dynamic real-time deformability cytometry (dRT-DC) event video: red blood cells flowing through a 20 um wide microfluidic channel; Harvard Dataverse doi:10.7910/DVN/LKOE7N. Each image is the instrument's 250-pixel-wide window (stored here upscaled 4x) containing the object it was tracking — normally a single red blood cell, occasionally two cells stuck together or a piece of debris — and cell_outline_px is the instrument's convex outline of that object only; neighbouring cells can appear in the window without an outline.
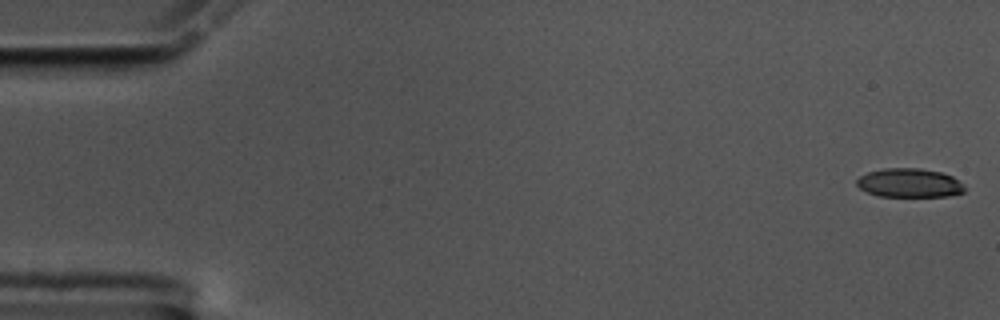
{"species": "common noctule bat (a hibernating species)", "species_latin": "Nyctalus noctula", "temperature_condition": "cold", "stored_images_in_passage": 57, "camera_frame_rate_fps": 3000, "um_per_image_px": 0.085, "animal": {"sex": "male", "body_mass_g": 17.5, "forearm_length_mm": 52.3}, "frame": {"image": 1, "passage_image": 1, "time_ms": 0.0, "image_size_px": [1000, 320], "cell_outline_px": [[964, 192], [948, 196], [880, 196], [868, 192], [860, 188], [856, 184], [856, 180], [860, 176], [868, 172], [884, 168], [920, 168], [940, 172], [952, 176], [964, 184]], "centroid_in_image_um": [77.3, 15.54], "position_along_channel_um": 7.7, "area_um2": 18.09}}
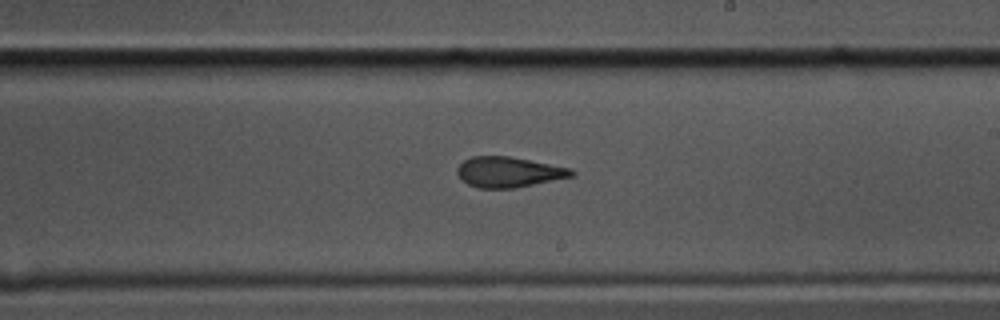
{"frame": {"image": 2, "passage_image": 33, "time_ms": 10.667, "image_size_px": [1000, 320], "cell_outline_px": [[576, 172], [572, 176], [516, 188], [480, 188], [468, 184], [456, 172], [456, 168], [464, 160], [472, 156], [508, 156], [572, 168]], "centroid_in_image_um": [43.24, 14.62], "position_along_channel_um": 245.8, "area_um2": 20.11}}
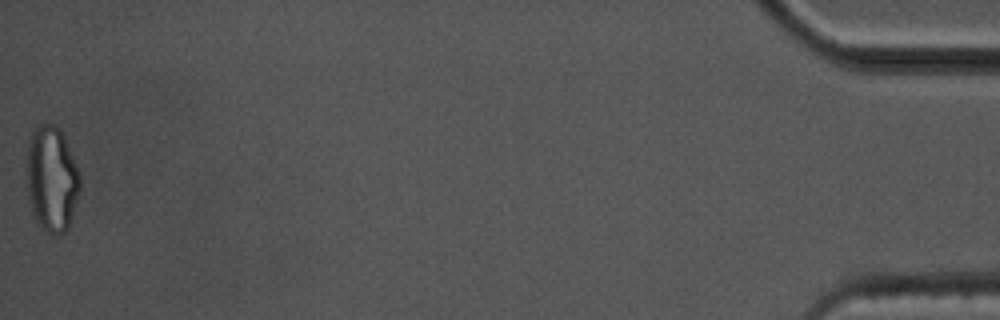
{"frame": {"image": 3, "passage_image": 57, "time_ms": 18.667, "image_size_px": [1000, 320], "cell_outline_px": [[80, 192], [68, 228], [60, 236], [52, 236], [36, 220], [32, 212], [28, 196], [28, 144], [32, 128], [40, 124], [52, 124], [60, 128], [64, 136], [80, 176]], "centroid_in_image_um": [4.41, 15.21], "position_along_channel_um": 430.8, "area_um2": 32.66}, "authors_computed_cell_mechanics": {"area_um2": 20.6346, "velocity_mm_per_s": 3.5337, "shape_relaxation_time_tau1_ms": 4.8591, "shape_relaxation_time_tau2_ms": 2.2776, "deformation_change_tau1": 0.1668, "deformation_change_tau2": 0.1152}}